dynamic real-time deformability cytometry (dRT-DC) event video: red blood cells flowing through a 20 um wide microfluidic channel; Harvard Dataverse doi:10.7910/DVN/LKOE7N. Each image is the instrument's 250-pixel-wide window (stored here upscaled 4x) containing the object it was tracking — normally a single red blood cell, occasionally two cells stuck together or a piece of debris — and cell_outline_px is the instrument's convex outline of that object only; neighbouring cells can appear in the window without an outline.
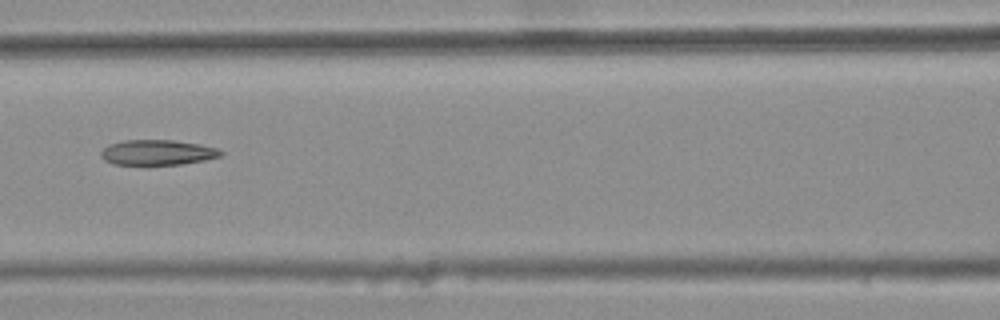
{"species": "common noctule bat (a hibernating species)", "species_latin": "Nyctalus noctula", "temperature_condition": "warm", "stored_images_in_passage": 8, "camera_frame_rate_fps": 3000, "um_per_image_px": 0.085, "animal": {"sex": "female", "body_mass_g": 25.1}, "frame": {"image": 1, "passage_image": 4, "time_ms": 1.0, "image_size_px": [1000, 320], "cell_outline_px": [[224, 152], [220, 156], [204, 160], [180, 164], [148, 168], [112, 164], [104, 160], [100, 156], [100, 152], [108, 144], [124, 140], [172, 140], [200, 144], [216, 148]], "centroid_in_image_um": [13.3, 13.01], "position_along_channel_um": 153.3, "area_um2": 18.5}}
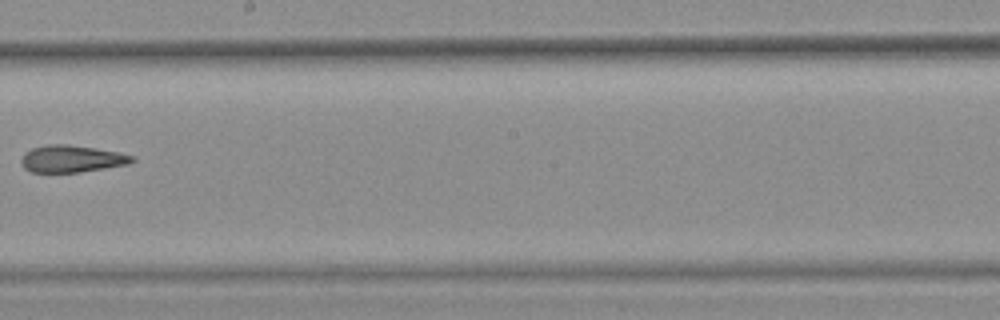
{"frame": {"image": 2, "passage_image": 6, "time_ms": 1.667, "image_size_px": [1000, 320], "cell_outline_px": [[136, 160], [128, 164], [80, 172], [32, 172], [24, 168], [20, 160], [24, 152], [32, 148], [52, 144], [64, 144], [120, 152], [136, 156]], "centroid_in_image_um": [6.11, 13.5], "position_along_channel_um": 242.1, "area_um2": 17.4}}
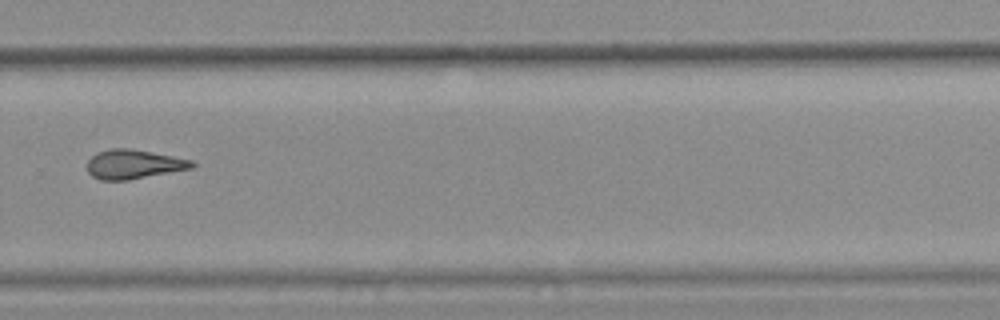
{"frame": {"image": 3, "passage_image": 8, "time_ms": 2.333, "image_size_px": [1000, 320], "cell_outline_px": [[196, 164], [192, 168], [128, 180], [100, 180], [92, 176], [88, 172], [88, 160], [96, 152], [108, 148], [132, 148], [192, 160]], "centroid_in_image_um": [11.33, 13.95], "position_along_channel_um": 318.5, "area_um2": 17.86}}